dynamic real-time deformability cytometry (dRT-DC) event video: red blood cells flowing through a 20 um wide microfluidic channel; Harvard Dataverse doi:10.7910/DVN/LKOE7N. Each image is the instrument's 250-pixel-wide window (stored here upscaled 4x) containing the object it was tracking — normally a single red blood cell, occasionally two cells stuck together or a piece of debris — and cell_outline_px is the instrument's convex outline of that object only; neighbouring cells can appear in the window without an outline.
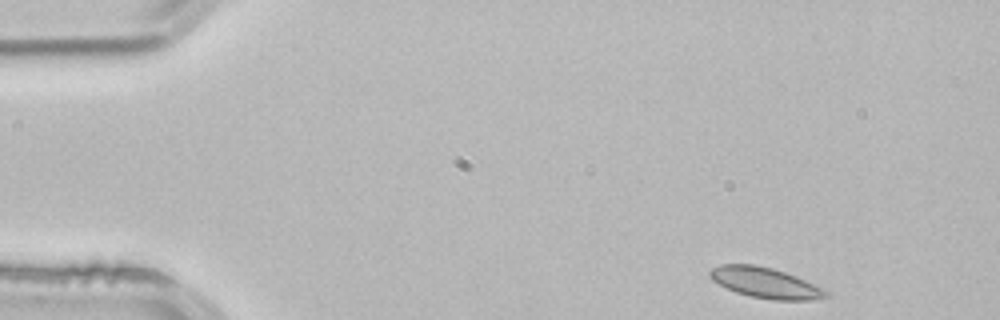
{"species": "common noctule bat (a hibernating species)", "species_latin": "Nyctalus noctula", "temperature_condition": "room temperature", "stored_images_in_passage": 3, "camera_frame_rate_fps": 3000, "um_per_image_px": 0.085, "animal": {"sex": "male", "body_mass_g": 21.5, "forearm_length_mm": 52.0}, "frame": {"image": 1, "passage_image": 1, "time_ms": 0.0, "image_size_px": [1000, 320], "cell_outline_px": [[832, 296], [812, 300], [772, 300], [752, 296], [736, 292], [712, 280], [708, 276], [708, 272], [712, 268], [720, 264], [756, 264], [772, 268], [796, 276], [828, 288], [832, 292]], "centroid_in_image_um": [65.16, 24.04], "position_along_channel_um": 19.8, "area_um2": 21.1}}
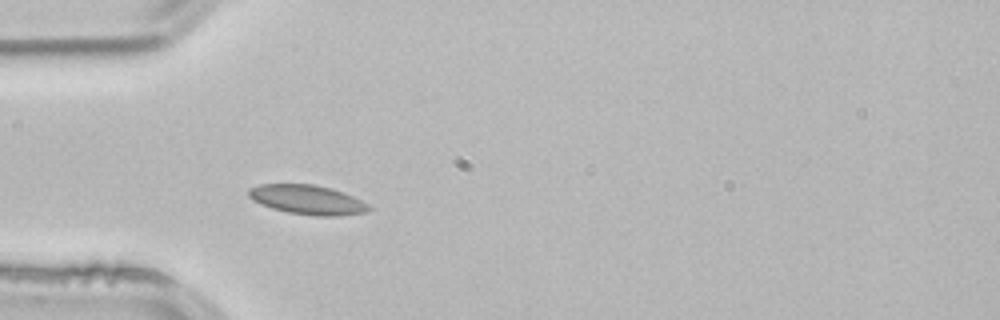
{"frame": {"image": 2, "passage_image": 3, "time_ms": 0.667, "image_size_px": [1000, 320], "cell_outline_px": [[372, 208], [368, 212], [340, 216], [316, 216], [288, 212], [272, 208], [260, 204], [252, 200], [248, 196], [248, 188], [260, 184], [312, 184], [332, 188], [352, 196], [368, 204]], "centroid_in_image_um": [26.12, 16.98], "position_along_channel_um": 58.9, "area_um2": 20.69}}